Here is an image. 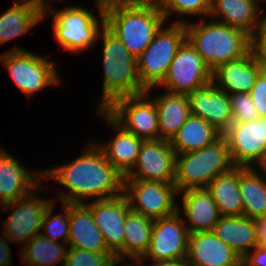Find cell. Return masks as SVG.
I'll list each match as a JSON object with an SVG mask.
<instances>
[{
    "instance_id": "1",
    "label": "cell",
    "mask_w": 266,
    "mask_h": 266,
    "mask_svg": "<svg viewBox=\"0 0 266 266\" xmlns=\"http://www.w3.org/2000/svg\"><path fill=\"white\" fill-rule=\"evenodd\" d=\"M92 140L74 160L43 169L44 181H55L63 187L57 190L55 201L85 204L124 193L125 176L108 162L102 149Z\"/></svg>"
},
{
    "instance_id": "2",
    "label": "cell",
    "mask_w": 266,
    "mask_h": 266,
    "mask_svg": "<svg viewBox=\"0 0 266 266\" xmlns=\"http://www.w3.org/2000/svg\"><path fill=\"white\" fill-rule=\"evenodd\" d=\"M99 41L102 44L103 84L95 110H105L116 99L138 95L146 89L138 77L136 58L106 26L99 32L97 42Z\"/></svg>"
},
{
    "instance_id": "3",
    "label": "cell",
    "mask_w": 266,
    "mask_h": 266,
    "mask_svg": "<svg viewBox=\"0 0 266 266\" xmlns=\"http://www.w3.org/2000/svg\"><path fill=\"white\" fill-rule=\"evenodd\" d=\"M188 41L214 71L219 65L240 59L253 49L244 31L208 18L184 23Z\"/></svg>"
},
{
    "instance_id": "4",
    "label": "cell",
    "mask_w": 266,
    "mask_h": 266,
    "mask_svg": "<svg viewBox=\"0 0 266 266\" xmlns=\"http://www.w3.org/2000/svg\"><path fill=\"white\" fill-rule=\"evenodd\" d=\"M92 3L97 16L94 8L89 10L74 4L60 9L54 5L43 13V20L49 16L52 18V33L61 51L81 54L98 44L99 32L105 26L104 5L94 1Z\"/></svg>"
},
{
    "instance_id": "5",
    "label": "cell",
    "mask_w": 266,
    "mask_h": 266,
    "mask_svg": "<svg viewBox=\"0 0 266 266\" xmlns=\"http://www.w3.org/2000/svg\"><path fill=\"white\" fill-rule=\"evenodd\" d=\"M105 26L138 58L166 23L159 7L104 6Z\"/></svg>"
},
{
    "instance_id": "6",
    "label": "cell",
    "mask_w": 266,
    "mask_h": 266,
    "mask_svg": "<svg viewBox=\"0 0 266 266\" xmlns=\"http://www.w3.org/2000/svg\"><path fill=\"white\" fill-rule=\"evenodd\" d=\"M233 167L227 140L222 135L199 150L175 155L174 186L178 193L206 188L215 177Z\"/></svg>"
},
{
    "instance_id": "7",
    "label": "cell",
    "mask_w": 266,
    "mask_h": 266,
    "mask_svg": "<svg viewBox=\"0 0 266 266\" xmlns=\"http://www.w3.org/2000/svg\"><path fill=\"white\" fill-rule=\"evenodd\" d=\"M52 54L48 58L15 45L0 54V64L24 96L31 99L37 92L48 87H57L62 81L57 62L50 58Z\"/></svg>"
},
{
    "instance_id": "8",
    "label": "cell",
    "mask_w": 266,
    "mask_h": 266,
    "mask_svg": "<svg viewBox=\"0 0 266 266\" xmlns=\"http://www.w3.org/2000/svg\"><path fill=\"white\" fill-rule=\"evenodd\" d=\"M186 39L184 23L166 22L136 58L138 77L146 90L158 87L163 82L176 52Z\"/></svg>"
},
{
    "instance_id": "9",
    "label": "cell",
    "mask_w": 266,
    "mask_h": 266,
    "mask_svg": "<svg viewBox=\"0 0 266 266\" xmlns=\"http://www.w3.org/2000/svg\"><path fill=\"white\" fill-rule=\"evenodd\" d=\"M45 183L44 181L26 197L0 205L1 212H8V210L10 212L1 225V231L12 244L24 246L33 237L40 234L44 215L48 207L55 201L52 196L49 199L39 196V193L43 191L50 193L48 189L51 187Z\"/></svg>"
},
{
    "instance_id": "10",
    "label": "cell",
    "mask_w": 266,
    "mask_h": 266,
    "mask_svg": "<svg viewBox=\"0 0 266 266\" xmlns=\"http://www.w3.org/2000/svg\"><path fill=\"white\" fill-rule=\"evenodd\" d=\"M212 81L213 71L186 39L176 52L165 79L155 88L171 93L190 94Z\"/></svg>"
},
{
    "instance_id": "11",
    "label": "cell",
    "mask_w": 266,
    "mask_h": 266,
    "mask_svg": "<svg viewBox=\"0 0 266 266\" xmlns=\"http://www.w3.org/2000/svg\"><path fill=\"white\" fill-rule=\"evenodd\" d=\"M105 111L126 131L144 140L159 139L158 113L146 93L116 99Z\"/></svg>"
},
{
    "instance_id": "12",
    "label": "cell",
    "mask_w": 266,
    "mask_h": 266,
    "mask_svg": "<svg viewBox=\"0 0 266 266\" xmlns=\"http://www.w3.org/2000/svg\"><path fill=\"white\" fill-rule=\"evenodd\" d=\"M124 194L132 211L151 219L177 212L178 192L174 183L124 180Z\"/></svg>"
},
{
    "instance_id": "13",
    "label": "cell",
    "mask_w": 266,
    "mask_h": 266,
    "mask_svg": "<svg viewBox=\"0 0 266 266\" xmlns=\"http://www.w3.org/2000/svg\"><path fill=\"white\" fill-rule=\"evenodd\" d=\"M222 135L235 167H255L266 152V117L233 122Z\"/></svg>"
},
{
    "instance_id": "14",
    "label": "cell",
    "mask_w": 266,
    "mask_h": 266,
    "mask_svg": "<svg viewBox=\"0 0 266 266\" xmlns=\"http://www.w3.org/2000/svg\"><path fill=\"white\" fill-rule=\"evenodd\" d=\"M189 233L179 212L154 219L148 250L141 261L186 258Z\"/></svg>"
},
{
    "instance_id": "15",
    "label": "cell",
    "mask_w": 266,
    "mask_h": 266,
    "mask_svg": "<svg viewBox=\"0 0 266 266\" xmlns=\"http://www.w3.org/2000/svg\"><path fill=\"white\" fill-rule=\"evenodd\" d=\"M175 155L168 140H144L137 162L124 180L174 183Z\"/></svg>"
},
{
    "instance_id": "16",
    "label": "cell",
    "mask_w": 266,
    "mask_h": 266,
    "mask_svg": "<svg viewBox=\"0 0 266 266\" xmlns=\"http://www.w3.org/2000/svg\"><path fill=\"white\" fill-rule=\"evenodd\" d=\"M0 144V205L28 196L43 182V170L26 168Z\"/></svg>"
},
{
    "instance_id": "17",
    "label": "cell",
    "mask_w": 266,
    "mask_h": 266,
    "mask_svg": "<svg viewBox=\"0 0 266 266\" xmlns=\"http://www.w3.org/2000/svg\"><path fill=\"white\" fill-rule=\"evenodd\" d=\"M95 112L97 117L106 122L113 131L111 138L95 140V143L102 149L108 162L126 176L137 162L144 139L126 131L105 110H95Z\"/></svg>"
},
{
    "instance_id": "18",
    "label": "cell",
    "mask_w": 266,
    "mask_h": 266,
    "mask_svg": "<svg viewBox=\"0 0 266 266\" xmlns=\"http://www.w3.org/2000/svg\"><path fill=\"white\" fill-rule=\"evenodd\" d=\"M91 208L94 223L104 237L107 248L115 255L124 244V223L131 210L123 193L119 196L86 203Z\"/></svg>"
},
{
    "instance_id": "19",
    "label": "cell",
    "mask_w": 266,
    "mask_h": 266,
    "mask_svg": "<svg viewBox=\"0 0 266 266\" xmlns=\"http://www.w3.org/2000/svg\"><path fill=\"white\" fill-rule=\"evenodd\" d=\"M209 18L244 31L254 39L264 24L266 10L257 0H212Z\"/></svg>"
},
{
    "instance_id": "20",
    "label": "cell",
    "mask_w": 266,
    "mask_h": 266,
    "mask_svg": "<svg viewBox=\"0 0 266 266\" xmlns=\"http://www.w3.org/2000/svg\"><path fill=\"white\" fill-rule=\"evenodd\" d=\"M178 197L177 211L189 234L213 230L221 215L207 188L179 192Z\"/></svg>"
},
{
    "instance_id": "21",
    "label": "cell",
    "mask_w": 266,
    "mask_h": 266,
    "mask_svg": "<svg viewBox=\"0 0 266 266\" xmlns=\"http://www.w3.org/2000/svg\"><path fill=\"white\" fill-rule=\"evenodd\" d=\"M186 262L188 266H242L239 254L213 231L189 234Z\"/></svg>"
},
{
    "instance_id": "22",
    "label": "cell",
    "mask_w": 266,
    "mask_h": 266,
    "mask_svg": "<svg viewBox=\"0 0 266 266\" xmlns=\"http://www.w3.org/2000/svg\"><path fill=\"white\" fill-rule=\"evenodd\" d=\"M191 114L214 126L222 134L233 123L229 94L213 83L188 94Z\"/></svg>"
},
{
    "instance_id": "23",
    "label": "cell",
    "mask_w": 266,
    "mask_h": 266,
    "mask_svg": "<svg viewBox=\"0 0 266 266\" xmlns=\"http://www.w3.org/2000/svg\"><path fill=\"white\" fill-rule=\"evenodd\" d=\"M262 70L260 60L252 49L240 59L219 65L213 71L212 83L227 94L250 93Z\"/></svg>"
},
{
    "instance_id": "24",
    "label": "cell",
    "mask_w": 266,
    "mask_h": 266,
    "mask_svg": "<svg viewBox=\"0 0 266 266\" xmlns=\"http://www.w3.org/2000/svg\"><path fill=\"white\" fill-rule=\"evenodd\" d=\"M68 246L90 252H111L86 203H69Z\"/></svg>"
},
{
    "instance_id": "25",
    "label": "cell",
    "mask_w": 266,
    "mask_h": 266,
    "mask_svg": "<svg viewBox=\"0 0 266 266\" xmlns=\"http://www.w3.org/2000/svg\"><path fill=\"white\" fill-rule=\"evenodd\" d=\"M155 89L154 87L145 92L155 102L159 122V139L170 141L191 115L190 100L188 94L167 91L151 94Z\"/></svg>"
},
{
    "instance_id": "26",
    "label": "cell",
    "mask_w": 266,
    "mask_h": 266,
    "mask_svg": "<svg viewBox=\"0 0 266 266\" xmlns=\"http://www.w3.org/2000/svg\"><path fill=\"white\" fill-rule=\"evenodd\" d=\"M0 15V46L26 35L43 22V13L31 0H13Z\"/></svg>"
},
{
    "instance_id": "27",
    "label": "cell",
    "mask_w": 266,
    "mask_h": 266,
    "mask_svg": "<svg viewBox=\"0 0 266 266\" xmlns=\"http://www.w3.org/2000/svg\"><path fill=\"white\" fill-rule=\"evenodd\" d=\"M212 231L241 258L258 246L255 221L245 216H221Z\"/></svg>"
},
{
    "instance_id": "28",
    "label": "cell",
    "mask_w": 266,
    "mask_h": 266,
    "mask_svg": "<svg viewBox=\"0 0 266 266\" xmlns=\"http://www.w3.org/2000/svg\"><path fill=\"white\" fill-rule=\"evenodd\" d=\"M153 225L154 219L130 210L124 223V244L115 257L141 260L148 250Z\"/></svg>"
},
{
    "instance_id": "29",
    "label": "cell",
    "mask_w": 266,
    "mask_h": 266,
    "mask_svg": "<svg viewBox=\"0 0 266 266\" xmlns=\"http://www.w3.org/2000/svg\"><path fill=\"white\" fill-rule=\"evenodd\" d=\"M221 136L214 126L191 114L169 142L175 154H182L210 145Z\"/></svg>"
},
{
    "instance_id": "30",
    "label": "cell",
    "mask_w": 266,
    "mask_h": 266,
    "mask_svg": "<svg viewBox=\"0 0 266 266\" xmlns=\"http://www.w3.org/2000/svg\"><path fill=\"white\" fill-rule=\"evenodd\" d=\"M239 191L243 216L256 219L266 215V177L255 167H239Z\"/></svg>"
},
{
    "instance_id": "31",
    "label": "cell",
    "mask_w": 266,
    "mask_h": 266,
    "mask_svg": "<svg viewBox=\"0 0 266 266\" xmlns=\"http://www.w3.org/2000/svg\"><path fill=\"white\" fill-rule=\"evenodd\" d=\"M207 190L217 204L221 216H243V203L239 191V167L215 177Z\"/></svg>"
},
{
    "instance_id": "32",
    "label": "cell",
    "mask_w": 266,
    "mask_h": 266,
    "mask_svg": "<svg viewBox=\"0 0 266 266\" xmlns=\"http://www.w3.org/2000/svg\"><path fill=\"white\" fill-rule=\"evenodd\" d=\"M68 247L38 234L18 250L20 262L26 266H64Z\"/></svg>"
},
{
    "instance_id": "33",
    "label": "cell",
    "mask_w": 266,
    "mask_h": 266,
    "mask_svg": "<svg viewBox=\"0 0 266 266\" xmlns=\"http://www.w3.org/2000/svg\"><path fill=\"white\" fill-rule=\"evenodd\" d=\"M211 6L212 0H161L159 8L166 22L186 23L195 20L198 16V19L208 18ZM172 17L176 19H171Z\"/></svg>"
},
{
    "instance_id": "34",
    "label": "cell",
    "mask_w": 266,
    "mask_h": 266,
    "mask_svg": "<svg viewBox=\"0 0 266 266\" xmlns=\"http://www.w3.org/2000/svg\"><path fill=\"white\" fill-rule=\"evenodd\" d=\"M56 201H54L47 209L41 225L40 234L48 239L68 244L69 239V203H62V209L56 211Z\"/></svg>"
},
{
    "instance_id": "35",
    "label": "cell",
    "mask_w": 266,
    "mask_h": 266,
    "mask_svg": "<svg viewBox=\"0 0 266 266\" xmlns=\"http://www.w3.org/2000/svg\"><path fill=\"white\" fill-rule=\"evenodd\" d=\"M114 258L112 252H90L68 247L64 266H109Z\"/></svg>"
},
{
    "instance_id": "36",
    "label": "cell",
    "mask_w": 266,
    "mask_h": 266,
    "mask_svg": "<svg viewBox=\"0 0 266 266\" xmlns=\"http://www.w3.org/2000/svg\"><path fill=\"white\" fill-rule=\"evenodd\" d=\"M229 98L233 122H248L259 117L249 93H232Z\"/></svg>"
},
{
    "instance_id": "37",
    "label": "cell",
    "mask_w": 266,
    "mask_h": 266,
    "mask_svg": "<svg viewBox=\"0 0 266 266\" xmlns=\"http://www.w3.org/2000/svg\"><path fill=\"white\" fill-rule=\"evenodd\" d=\"M259 117H266V71L262 70L250 90Z\"/></svg>"
},
{
    "instance_id": "38",
    "label": "cell",
    "mask_w": 266,
    "mask_h": 266,
    "mask_svg": "<svg viewBox=\"0 0 266 266\" xmlns=\"http://www.w3.org/2000/svg\"><path fill=\"white\" fill-rule=\"evenodd\" d=\"M253 49L260 60L263 70L266 71V19L253 39Z\"/></svg>"
},
{
    "instance_id": "39",
    "label": "cell",
    "mask_w": 266,
    "mask_h": 266,
    "mask_svg": "<svg viewBox=\"0 0 266 266\" xmlns=\"http://www.w3.org/2000/svg\"><path fill=\"white\" fill-rule=\"evenodd\" d=\"M242 266H266V245L256 246L242 258Z\"/></svg>"
},
{
    "instance_id": "40",
    "label": "cell",
    "mask_w": 266,
    "mask_h": 266,
    "mask_svg": "<svg viewBox=\"0 0 266 266\" xmlns=\"http://www.w3.org/2000/svg\"><path fill=\"white\" fill-rule=\"evenodd\" d=\"M10 244L12 243L2 232V236L0 234V266H12L13 252L11 251Z\"/></svg>"
},
{
    "instance_id": "41",
    "label": "cell",
    "mask_w": 266,
    "mask_h": 266,
    "mask_svg": "<svg viewBox=\"0 0 266 266\" xmlns=\"http://www.w3.org/2000/svg\"><path fill=\"white\" fill-rule=\"evenodd\" d=\"M161 0H112L109 4L126 6H152L159 7Z\"/></svg>"
},
{
    "instance_id": "42",
    "label": "cell",
    "mask_w": 266,
    "mask_h": 266,
    "mask_svg": "<svg viewBox=\"0 0 266 266\" xmlns=\"http://www.w3.org/2000/svg\"><path fill=\"white\" fill-rule=\"evenodd\" d=\"M256 224V239L258 246L266 245V215L254 219Z\"/></svg>"
},
{
    "instance_id": "43",
    "label": "cell",
    "mask_w": 266,
    "mask_h": 266,
    "mask_svg": "<svg viewBox=\"0 0 266 266\" xmlns=\"http://www.w3.org/2000/svg\"><path fill=\"white\" fill-rule=\"evenodd\" d=\"M143 266H188L186 258L182 259H171V260H162V261H142ZM146 262L150 263L145 264Z\"/></svg>"
},
{
    "instance_id": "44",
    "label": "cell",
    "mask_w": 266,
    "mask_h": 266,
    "mask_svg": "<svg viewBox=\"0 0 266 266\" xmlns=\"http://www.w3.org/2000/svg\"><path fill=\"white\" fill-rule=\"evenodd\" d=\"M129 259H122L115 257L109 266H143V262L139 259H130L131 261L128 262Z\"/></svg>"
},
{
    "instance_id": "45",
    "label": "cell",
    "mask_w": 266,
    "mask_h": 266,
    "mask_svg": "<svg viewBox=\"0 0 266 266\" xmlns=\"http://www.w3.org/2000/svg\"><path fill=\"white\" fill-rule=\"evenodd\" d=\"M31 1L37 6L38 10L41 11L42 13L53 7V5H55L53 2H56V0H31ZM57 2L58 4L62 2L65 3L64 0H57Z\"/></svg>"
},
{
    "instance_id": "46",
    "label": "cell",
    "mask_w": 266,
    "mask_h": 266,
    "mask_svg": "<svg viewBox=\"0 0 266 266\" xmlns=\"http://www.w3.org/2000/svg\"><path fill=\"white\" fill-rule=\"evenodd\" d=\"M255 168L266 177V152L261 161L255 166Z\"/></svg>"
},
{
    "instance_id": "47",
    "label": "cell",
    "mask_w": 266,
    "mask_h": 266,
    "mask_svg": "<svg viewBox=\"0 0 266 266\" xmlns=\"http://www.w3.org/2000/svg\"><path fill=\"white\" fill-rule=\"evenodd\" d=\"M93 1L98 2V3L105 6V5L109 4L112 0H93Z\"/></svg>"
},
{
    "instance_id": "48",
    "label": "cell",
    "mask_w": 266,
    "mask_h": 266,
    "mask_svg": "<svg viewBox=\"0 0 266 266\" xmlns=\"http://www.w3.org/2000/svg\"><path fill=\"white\" fill-rule=\"evenodd\" d=\"M263 7L266 9V0H263Z\"/></svg>"
},
{
    "instance_id": "49",
    "label": "cell",
    "mask_w": 266,
    "mask_h": 266,
    "mask_svg": "<svg viewBox=\"0 0 266 266\" xmlns=\"http://www.w3.org/2000/svg\"><path fill=\"white\" fill-rule=\"evenodd\" d=\"M257 1H259L262 4V6H263V0H257Z\"/></svg>"
}]
</instances>
